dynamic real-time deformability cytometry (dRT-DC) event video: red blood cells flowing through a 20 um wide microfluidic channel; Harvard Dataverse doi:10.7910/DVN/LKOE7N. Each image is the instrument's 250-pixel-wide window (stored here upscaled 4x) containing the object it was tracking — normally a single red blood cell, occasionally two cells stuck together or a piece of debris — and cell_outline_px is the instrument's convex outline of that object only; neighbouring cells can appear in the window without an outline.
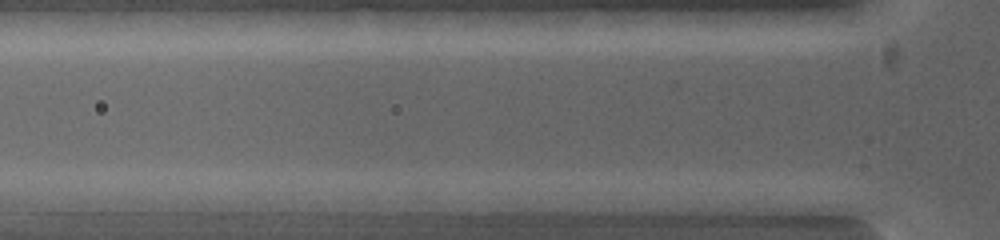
{"species": "common noctule bat (a hibernating species)", "species_latin": "Nyctalus noctula", "temperature_condition": "warm", "stored_images_in_passage": 3, "camera_frame_rate_fps": 5000, "um_per_image_px": 0.085, "animal": {"sex": "female", "body_mass_g": 19.0, "forearm_length_mm": 53.3}, "frame": {"image": 1, "passage_image": 3, "time_ms": 2.0, "image_size_px": [1000, 240], "cell_outline_px": [[788, 200], [780, 216], [772, 216], [696, 208], [676, 200], [704, 192]], "centroid_in_image_um": [62.58, 17.32], "position_along_channel_um": 63.2, "area_um2": 11.79}}